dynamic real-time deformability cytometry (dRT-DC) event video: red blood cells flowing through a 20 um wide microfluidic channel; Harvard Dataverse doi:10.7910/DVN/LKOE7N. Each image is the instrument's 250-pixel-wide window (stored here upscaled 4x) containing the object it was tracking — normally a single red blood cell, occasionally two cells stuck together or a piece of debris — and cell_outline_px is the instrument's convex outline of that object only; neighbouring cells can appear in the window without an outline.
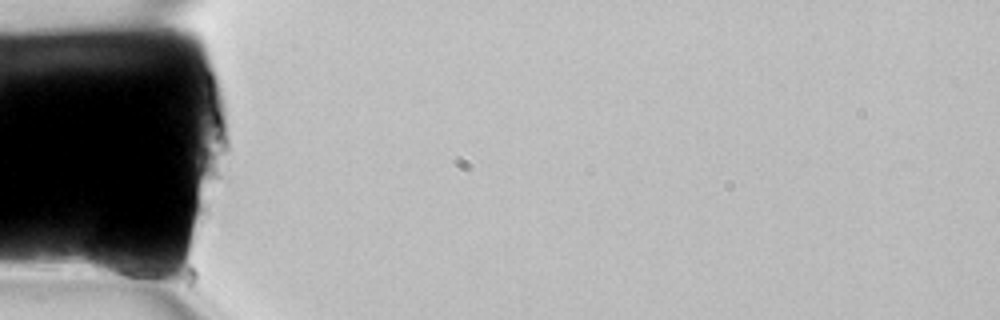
{"species": "common noctule bat (a hibernating species)", "species_latin": "Nyctalus noctula", "temperature_condition": "room temperature", "stored_images_in_passage": 3, "camera_frame_rate_fps": 3000, "um_per_image_px": 0.085, "animal": {"sex": "female", "body_mass_g": 22.7, "forearm_length_mm": 54.2}, "frame": {"image": 1, "passage_image": 1, "time_ms": 0.0, "image_size_px": [1000, 320], "cell_outline_px": [[156, 276], [112, 276], [92, 272], [88, 264], [88, 256], [92, 240], [96, 232], [100, 228], [140, 256], [156, 272]], "centroid_in_image_um": [9.83, 21.94], "position_along_channel_um": 75.2, "area_um2": 13.99}}